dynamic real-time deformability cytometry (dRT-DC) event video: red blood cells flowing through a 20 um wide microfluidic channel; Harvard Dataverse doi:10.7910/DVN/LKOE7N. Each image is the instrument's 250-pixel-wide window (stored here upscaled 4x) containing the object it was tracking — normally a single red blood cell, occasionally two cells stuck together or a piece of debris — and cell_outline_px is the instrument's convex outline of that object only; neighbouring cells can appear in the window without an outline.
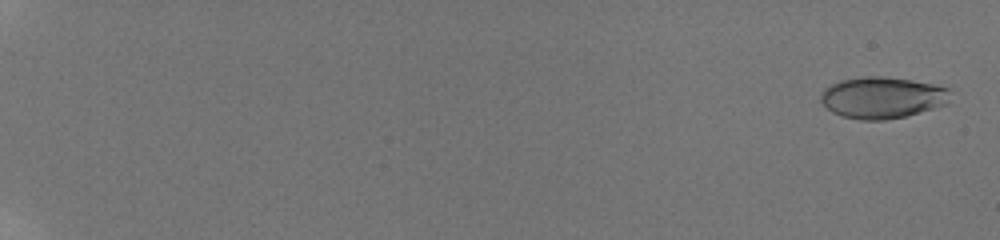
{"species": "human", "species_latin": "Homo sapiens", "temperature_condition": "room temperature", "stored_images_in_passage": 56, "camera_frame_rate_fps": 3000, "um_per_image_px": 0.085, "donor": {"sex": "male"}, "frame": {"image": 1, "passage_image": 3, "time_ms": 0.667, "image_size_px": [1000, 240], "cell_outline_px": [[948, 104], [904, 116], [884, 120], [860, 120], [840, 116], [832, 112], [820, 100], [820, 92], [824, 88], [840, 80], [860, 76], [884, 76], [912, 80], [932, 84], [948, 88]], "centroid_in_image_um": [74.94, 8.29], "position_along_channel_um": 10.1, "area_um2": 31.33}}
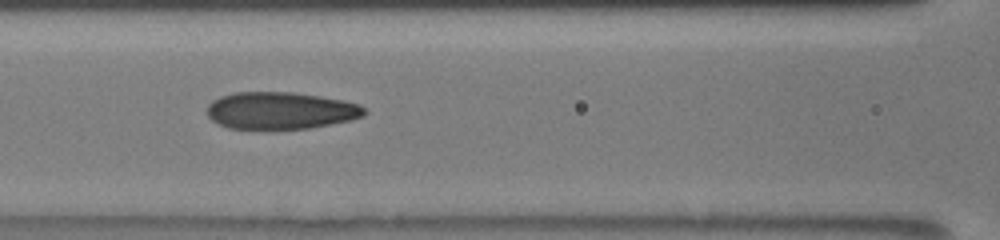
{"frame": {"image": 2, "passage_image": 32, "time_ms": 10.333, "image_size_px": [1000, 240], "cell_outline_px": [[368, 112], [364, 116], [352, 120], [312, 128], [272, 132], [228, 128], [212, 120], [208, 116], [208, 104], [212, 100], [220, 96], [232, 92], [292, 92], [320, 96], [344, 100], [360, 104]], "centroid_in_image_um": [23.85, 9.44], "position_along_channel_um": 142.7, "area_um2": 35.32}}
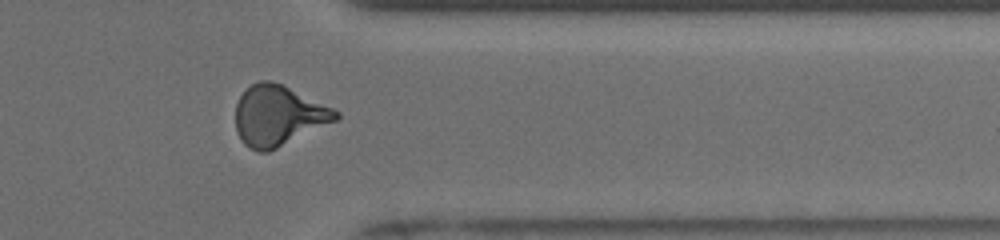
{"frame": {"image": 3, "passage_image": 51, "time_ms": 16.667, "image_size_px": [1000, 240], "cell_outline_px": [[340, 116], [336, 120], [268, 152], [260, 152], [244, 144], [236, 132], [236, 104], [240, 96], [252, 84], [260, 80], [272, 80], [284, 84], [340, 112]], "centroid_in_image_um": [23.64, 9.81], "position_along_channel_um": 387.8, "area_um2": 34.97}}